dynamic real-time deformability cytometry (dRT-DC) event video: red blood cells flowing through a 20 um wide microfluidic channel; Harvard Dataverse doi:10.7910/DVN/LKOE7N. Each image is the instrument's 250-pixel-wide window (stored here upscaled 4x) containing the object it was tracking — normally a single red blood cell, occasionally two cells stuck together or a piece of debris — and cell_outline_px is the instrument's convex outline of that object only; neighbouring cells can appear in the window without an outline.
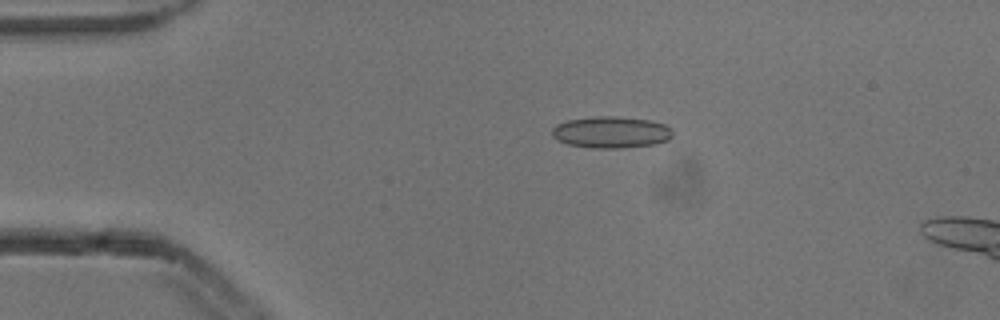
{"species": "common noctule bat (a hibernating species)", "species_latin": "Nyctalus noctula", "temperature_condition": "cold", "stored_images_in_passage": 4, "camera_frame_rate_fps": 3000, "um_per_image_px": 0.085, "animal": {"sex": "male", "body_mass_g": 13.3}, "frame": {"image": 1, "passage_image": 2, "time_ms": 0.333, "image_size_px": [1000, 320], "cell_outline_px": [[672, 136], [668, 140], [656, 144], [620, 148], [592, 148], [568, 144], [556, 140], [552, 136], [552, 128], [556, 124], [568, 120], [596, 116], [616, 116], [648, 120], [664, 124], [672, 128]], "centroid_in_image_um": [51.93, 11.24], "position_along_channel_um": 33.1, "area_um2": 22.31}}